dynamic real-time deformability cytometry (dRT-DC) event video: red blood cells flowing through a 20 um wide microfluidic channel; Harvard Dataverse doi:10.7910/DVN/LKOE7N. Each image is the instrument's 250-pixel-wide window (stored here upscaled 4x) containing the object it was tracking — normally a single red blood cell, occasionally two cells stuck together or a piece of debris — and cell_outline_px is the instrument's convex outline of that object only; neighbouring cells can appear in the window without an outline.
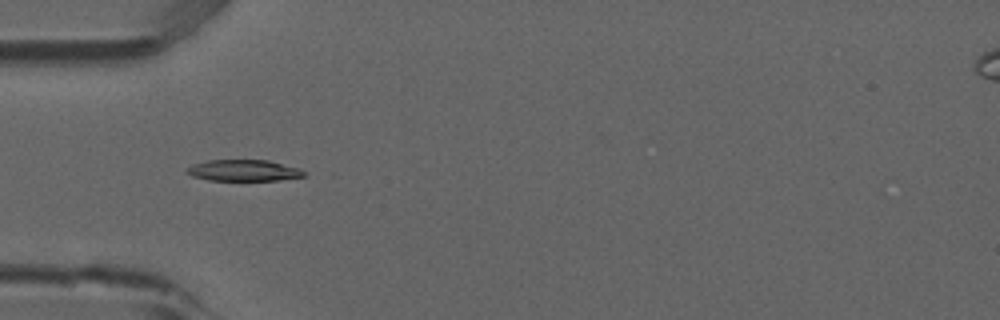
{"species": "common noctule bat (a hibernating species)", "species_latin": "Nyctalus noctula", "temperature_condition": "room temperature", "stored_images_in_passage": 6, "camera_frame_rate_fps": 3000, "um_per_image_px": 0.085, "animal": {"sex": "male", "forearm_length_mm": 52.5}, "frame": {"image": 1, "passage_image": 4, "time_ms": 1.0, "image_size_px": [1000, 320], "cell_outline_px": [[308, 176], [280, 180], [208, 180], [192, 176], [184, 172], [184, 168], [192, 164], [208, 160], [268, 160], [300, 168]], "centroid_in_image_um": [20.69, 14.48], "position_along_channel_um": 64.3, "area_um2": 14.74}}
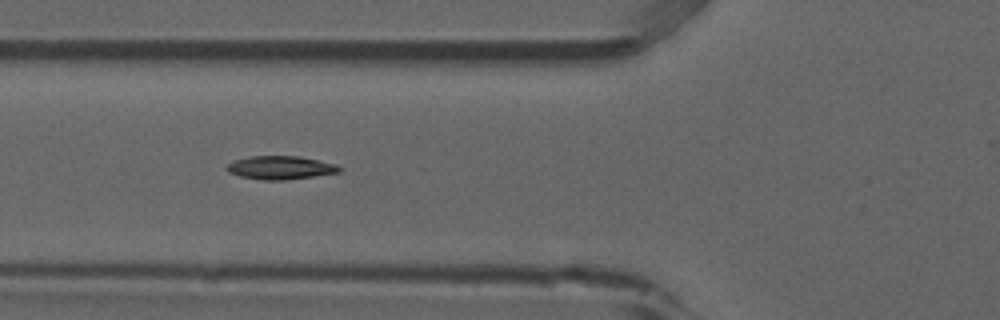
{"frame": {"image": 2, "passage_image": 5, "time_ms": 1.333, "image_size_px": [1000, 320], "cell_outline_px": [[340, 172], [284, 180], [264, 180], [240, 176], [228, 172], [224, 168], [228, 164], [236, 160], [252, 156], [300, 156], [336, 164], [340, 168]], "centroid_in_image_um": [23.82, 14.25], "position_along_channel_um": 102.0, "area_um2": 15.14}}
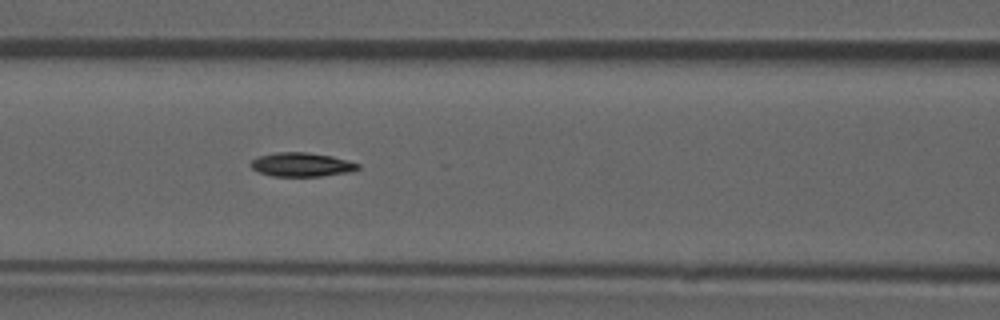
{"frame": {"image": 3, "passage_image": 6, "time_ms": 1.667, "image_size_px": [1000, 320], "cell_outline_px": [[360, 168], [352, 172], [320, 176], [272, 176], [260, 172], [252, 168], [248, 164], [256, 156], [276, 152], [308, 152], [332, 156], [348, 160], [360, 164]], "centroid_in_image_um": [25.64, 13.98], "position_along_channel_um": 141.0, "area_um2": 15.14}}